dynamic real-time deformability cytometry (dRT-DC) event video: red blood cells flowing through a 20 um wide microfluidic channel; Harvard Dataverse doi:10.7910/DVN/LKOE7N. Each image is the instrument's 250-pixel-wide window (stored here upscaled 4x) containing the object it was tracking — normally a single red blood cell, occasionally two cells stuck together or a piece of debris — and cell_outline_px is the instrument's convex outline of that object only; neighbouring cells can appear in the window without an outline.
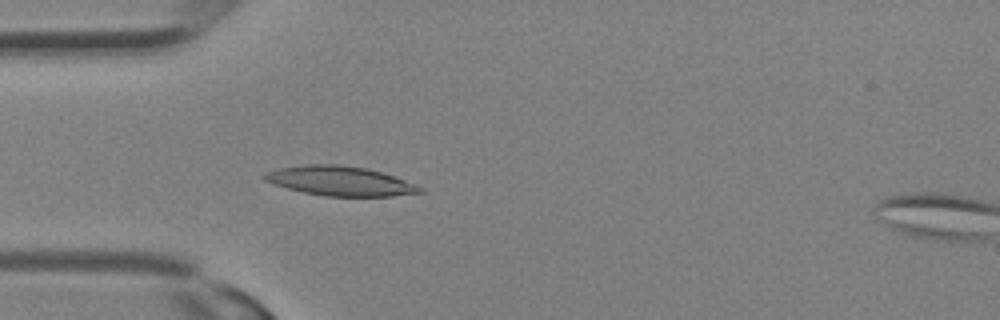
{"species": "Egyptian fruit bat (a non-hibernating species)", "species_latin": "Rousettus aegyptiacus", "temperature_condition": "room temperature", "stored_images_in_passage": 6, "camera_frame_rate_fps": 3000, "um_per_image_px": 0.085, "animal": {"sex": "female"}, "frame": {"image": 1, "passage_image": 5, "time_ms": 1.333, "image_size_px": [1000, 320], "cell_outline_px": [[424, 192], [392, 196], [324, 196], [304, 192], [288, 188], [264, 180], [260, 176], [264, 172], [280, 168], [304, 164], [340, 164], [364, 168], [380, 172], [416, 184], [424, 188]], "centroid_in_image_um": [28.89, 15.38], "position_along_channel_um": 56.1, "area_um2": 26.59}}